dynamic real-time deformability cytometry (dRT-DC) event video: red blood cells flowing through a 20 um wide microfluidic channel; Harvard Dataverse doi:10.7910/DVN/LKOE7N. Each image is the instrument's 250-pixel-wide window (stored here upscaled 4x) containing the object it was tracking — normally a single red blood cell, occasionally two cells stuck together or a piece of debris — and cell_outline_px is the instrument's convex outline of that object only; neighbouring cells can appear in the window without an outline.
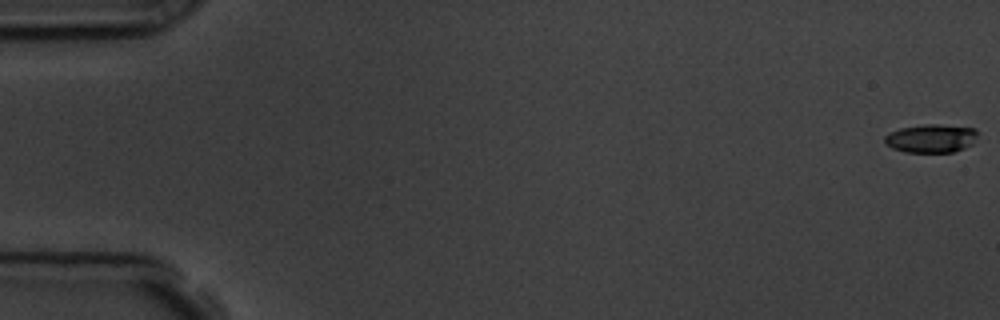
{"species": "common noctule bat (a hibernating species)", "species_latin": "Nyctalus noctula", "temperature_condition": "room temperature", "stored_images_in_passage": 58, "camera_frame_rate_fps": 3000, "um_per_image_px": 0.085, "animal": {"sex": "male", "body_mass_g": 19.5, "forearm_length_mm": 54.6}, "frame": {"image": 1, "passage_image": 1, "time_ms": 0.0, "image_size_px": [1000, 320], "cell_outline_px": [[980, 132], [972, 144], [964, 148], [952, 152], [904, 152], [892, 148], [884, 144], [884, 136], [888, 132], [900, 128], [924, 124], [936, 124], [976, 128]], "centroid_in_image_um": [79.13, 11.75], "position_along_channel_um": 5.9, "area_um2": 15.66}}
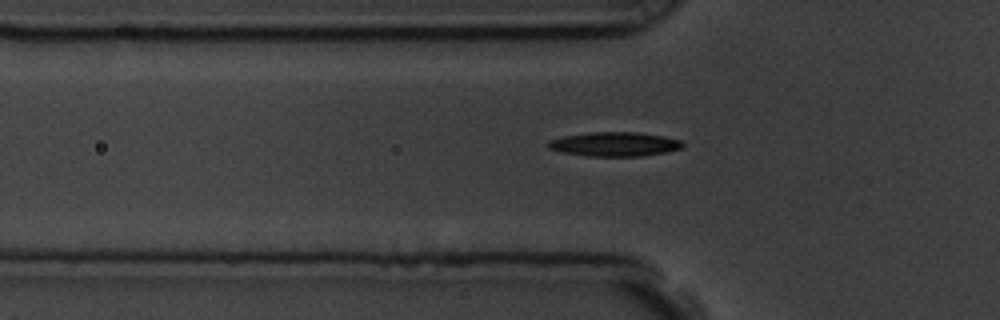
{"frame": {"image": 2, "passage_image": 20, "time_ms": 6.333, "image_size_px": [1000, 320], "cell_outline_px": [[684, 144], [680, 148], [668, 152], [640, 156], [588, 156], [560, 152], [548, 148], [548, 140], [564, 136], [588, 132], [636, 132], [664, 136], [680, 140]], "centroid_in_image_um": [52.22, 12.25], "position_along_channel_um": 73.6, "area_um2": 19.02}}
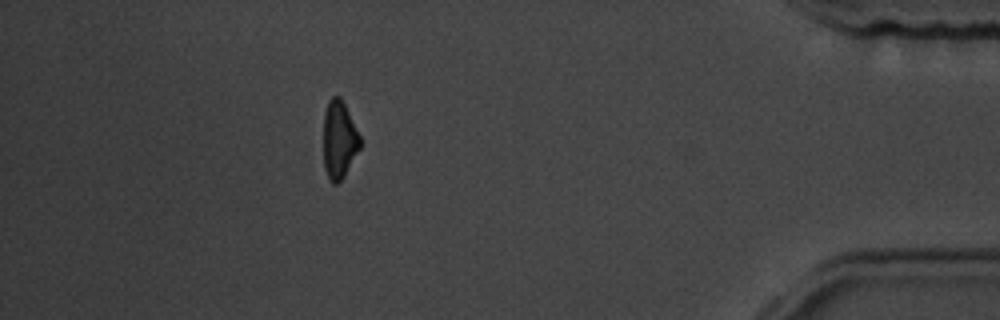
{"frame": {"image": 3, "passage_image": 52, "time_ms": 17.0, "image_size_px": [1000, 320], "cell_outline_px": [[360, 148], [344, 176], [336, 184], [332, 184], [328, 180], [324, 168], [324, 112], [328, 100], [332, 96], [340, 96], [360, 136]], "centroid_in_image_um": [28.81, 11.89], "position_along_channel_um": 406.4, "area_um2": 16.53}, "authors_computed_cell_mechanics": {"area_um2": 17.6001, "velocity_mm_per_s": 3.5874, "shape_relaxation_time_tau1_ms": 3.9186, "shape_relaxation_time_tau2_ms": null, "deformation_change_tau1": 0.1315, "deformation_change_tau2": null}}